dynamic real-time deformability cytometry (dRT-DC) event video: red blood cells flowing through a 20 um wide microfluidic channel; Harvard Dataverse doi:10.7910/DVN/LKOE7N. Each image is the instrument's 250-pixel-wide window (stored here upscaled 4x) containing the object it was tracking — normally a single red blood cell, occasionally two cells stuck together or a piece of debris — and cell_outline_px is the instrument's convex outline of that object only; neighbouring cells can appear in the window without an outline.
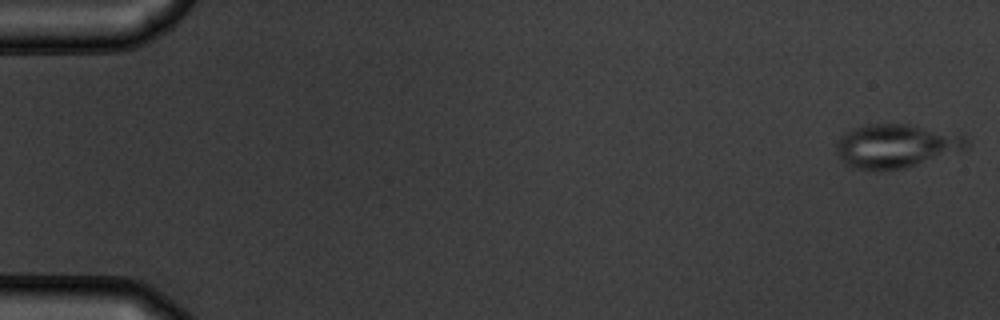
{"species": "common noctule bat (a hibernating species)", "species_latin": "Nyctalus noctula", "temperature_condition": "warm", "stored_images_in_passage": 54, "camera_frame_rate_fps": 3000, "um_per_image_px": 0.085, "animal": {"sex": "male", "body_mass_g": 19.5, "forearm_length_mm": 54.6}, "frame": {"image": 1, "passage_image": 1, "time_ms": 0.0, "image_size_px": [1000, 320], "cell_outline_px": [[968, 148], [904, 168], [852, 168], [844, 164], [836, 152], [836, 144], [840, 136], [844, 132], [864, 124], [908, 124], [964, 132], [968, 136]], "centroid_in_image_um": [76.22, 12.35], "position_along_channel_um": 8.8, "area_um2": 33.41}}
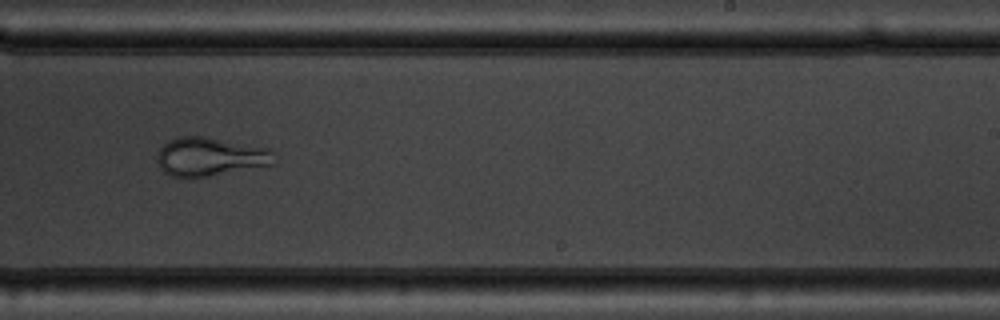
{"frame": {"image": 2, "passage_image": 34, "time_ms": 11.0, "image_size_px": [1000, 320], "cell_outline_px": [[272, 164], [192, 180], [168, 176], [160, 168], [156, 160], [156, 156], [160, 148], [168, 140], [180, 136], [204, 136], [268, 148], [272, 152]], "centroid_in_image_um": [17.75, 13.35], "position_along_channel_um": 271.3, "area_um2": 26.7}}
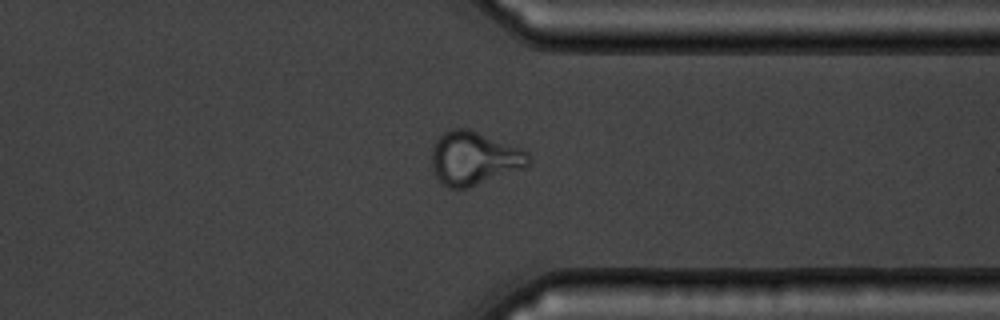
{"frame": {"image": 3, "passage_image": 42, "time_ms": 13.667, "image_size_px": [1000, 320], "cell_outline_px": [[528, 164], [524, 168], [468, 188], [448, 188], [436, 176], [432, 168], [432, 148], [436, 140], [444, 132], [456, 128], [468, 128], [520, 148], [528, 152]], "centroid_in_image_um": [40.27, 13.45], "position_along_channel_um": 371.1, "area_um2": 29.82}}